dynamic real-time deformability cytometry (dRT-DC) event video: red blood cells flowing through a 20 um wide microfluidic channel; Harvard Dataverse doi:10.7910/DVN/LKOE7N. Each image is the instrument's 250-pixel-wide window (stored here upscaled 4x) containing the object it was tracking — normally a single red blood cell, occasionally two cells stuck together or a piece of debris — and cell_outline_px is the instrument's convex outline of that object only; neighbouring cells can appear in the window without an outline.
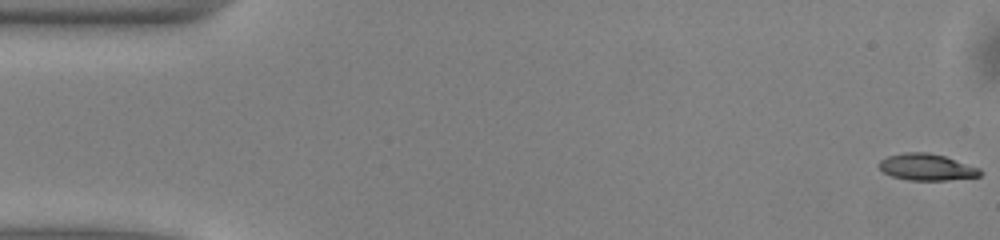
{"species": "common noctule bat (a hibernating species)", "species_latin": "Nyctalus noctula", "temperature_condition": "warm", "stored_images_in_passage": 15, "camera_frame_rate_fps": 3000, "um_per_image_px": 0.085, "animal": {"sex": "male", "body_mass_g": 13.0, "forearm_length_mm": 53.1}, "frame": {"image": 1, "passage_image": 1, "time_ms": 0.0, "image_size_px": [1000, 240], "cell_outline_px": [[984, 172], [980, 176], [948, 180], [908, 180], [892, 176], [884, 172], [876, 164], [880, 160], [888, 156], [904, 152], [928, 152], [944, 156], [980, 168]], "centroid_in_image_um": [78.77, 14.2], "position_along_channel_um": 6.2, "area_um2": 15.72}}